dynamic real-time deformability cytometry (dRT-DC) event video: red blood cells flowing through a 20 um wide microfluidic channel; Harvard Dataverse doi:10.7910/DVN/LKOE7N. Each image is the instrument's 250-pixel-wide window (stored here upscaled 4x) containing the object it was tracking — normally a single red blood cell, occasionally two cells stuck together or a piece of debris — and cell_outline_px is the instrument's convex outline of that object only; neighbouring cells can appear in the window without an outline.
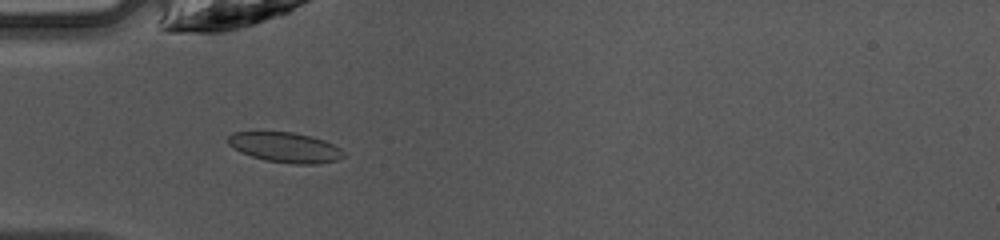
{"species": "common noctule bat (a hibernating species)", "species_latin": "Nyctalus noctula", "temperature_condition": "warm", "stored_images_in_passage": 33, "camera_frame_rate_fps": 3000, "um_per_image_px": 0.085, "animal": {"sex": "female", "body_mass_g": 10.0, "forearm_length_mm": 53.1}, "frame": {"image": 1, "passage_image": 1, "time_ms": 0.0, "image_size_px": [1000, 240], "cell_outline_px": [[344, 156], [336, 160], [316, 164], [292, 164], [268, 160], [252, 156], [240, 152], [228, 144], [228, 136], [232, 132], [292, 132], [312, 136], [324, 140], [340, 148], [344, 152]], "centroid_in_image_um": [24.25, 12.52], "position_along_channel_um": 60.8, "area_um2": 20.11}}
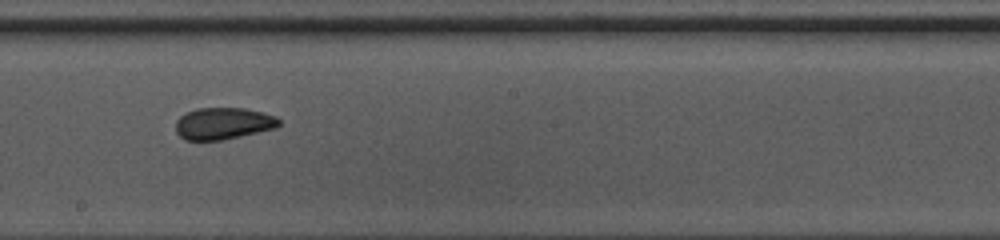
{"frame": {"image": 2, "passage_image": 13, "time_ms": 4.0, "image_size_px": [1000, 240], "cell_outline_px": [[280, 124], [276, 128], [240, 136], [220, 140], [184, 140], [176, 132], [176, 120], [180, 116], [196, 108], [244, 108], [264, 112], [276, 116], [280, 120]], "centroid_in_image_um": [18.98, 10.49], "position_along_channel_um": 229.2, "area_um2": 19.19}}
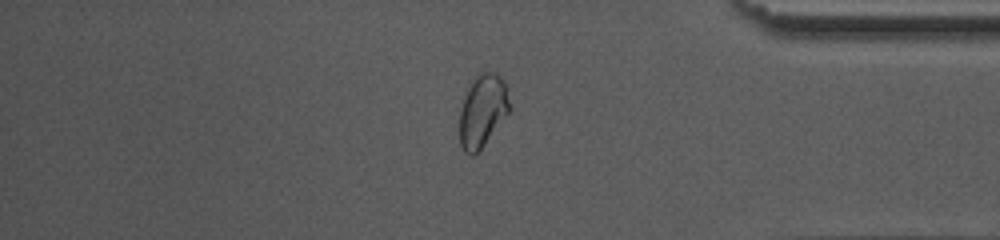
{"frame": {"image": 3, "passage_image": 26, "time_ms": 8.333, "image_size_px": [1000, 240], "cell_outline_px": [[508, 112], [480, 148], [472, 156], [464, 152], [460, 144], [460, 108], [472, 76], [476, 72], [496, 72], [504, 80], [508, 100]], "centroid_in_image_um": [40.97, 9.35], "position_along_channel_um": 394.2, "area_um2": 20.75}, "authors_computed_cell_mechanics": {"area_um2": 19.5364, "velocity_mm_per_s": 4.2515, "shape_relaxation_time_tau1_ms": 9.6567, "shape_relaxation_time_tau2_ms": 1.3659, "deformation_change_tau1": 0.1781, "deformation_change_tau2": 0.0465}}